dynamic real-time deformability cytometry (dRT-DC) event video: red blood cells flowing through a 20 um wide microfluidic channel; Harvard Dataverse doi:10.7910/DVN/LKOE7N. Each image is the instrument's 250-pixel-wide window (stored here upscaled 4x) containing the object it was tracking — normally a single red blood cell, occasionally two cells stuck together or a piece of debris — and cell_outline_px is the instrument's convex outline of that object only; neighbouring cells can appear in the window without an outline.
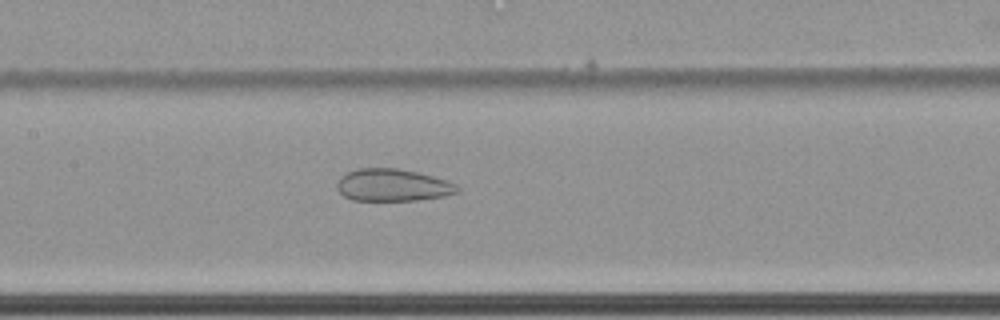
{"species": "common noctule bat (a hibernating species)", "species_latin": "Nyctalus noctula", "temperature_condition": "cold", "stored_images_in_passage": 63, "camera_frame_rate_fps": 3000, "um_per_image_px": 0.085, "animal": {"sex": "female", "body_mass_g": 22.7, "forearm_length_mm": 54.2}, "frame": {"image": 1, "passage_image": 33, "time_ms": 10.667, "image_size_px": [1000, 320], "cell_outline_px": [[460, 192], [444, 196], [416, 200], [352, 200], [344, 196], [336, 188], [336, 184], [340, 176], [356, 168], [396, 168], [416, 172], [448, 180], [456, 184], [460, 188]], "centroid_in_image_um": [33.38, 15.73], "position_along_channel_um": 174.0, "area_um2": 22.72}}
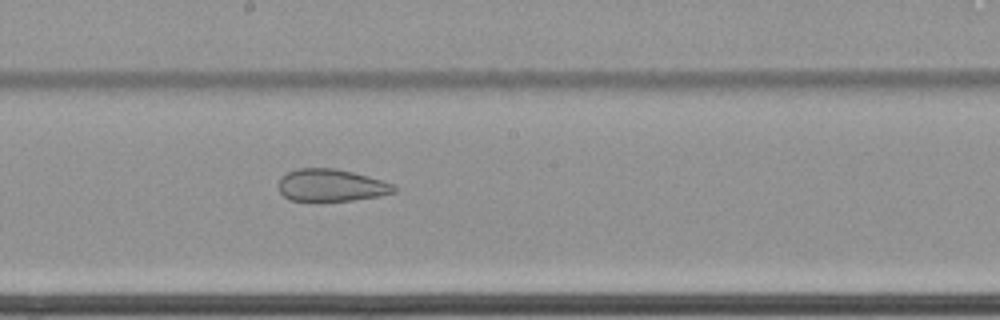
{"frame": {"image": 2, "passage_image": 37, "time_ms": 12.0, "image_size_px": [1000, 320], "cell_outline_px": [[396, 192], [380, 196], [352, 200], [288, 200], [280, 192], [280, 176], [296, 168], [336, 168], [368, 176], [392, 184], [396, 188]], "centroid_in_image_um": [28.14, 15.74], "position_along_channel_um": 220.1, "area_um2": 21.5}}
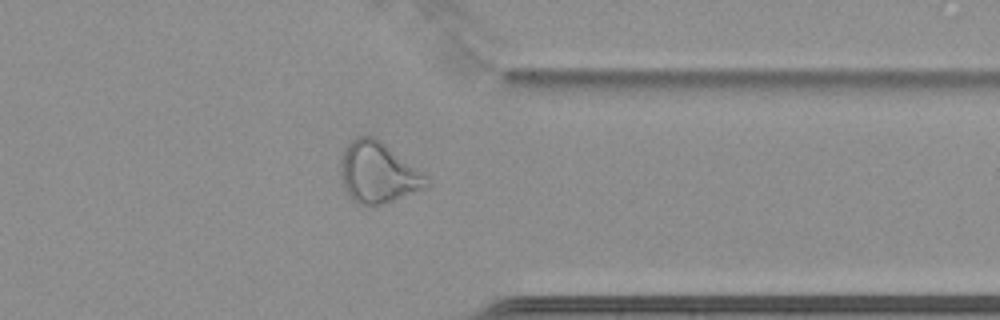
{"frame": {"image": 3, "passage_image": 51, "time_ms": 16.667, "image_size_px": [1000, 320], "cell_outline_px": [[432, 184], [428, 188], [392, 200], [376, 204], [356, 204], [344, 196], [340, 172], [340, 160], [348, 144], [356, 136], [376, 136], [428, 176], [432, 180]], "centroid_in_image_um": [32.13, 14.68], "position_along_channel_um": 379.3, "area_um2": 31.04}}